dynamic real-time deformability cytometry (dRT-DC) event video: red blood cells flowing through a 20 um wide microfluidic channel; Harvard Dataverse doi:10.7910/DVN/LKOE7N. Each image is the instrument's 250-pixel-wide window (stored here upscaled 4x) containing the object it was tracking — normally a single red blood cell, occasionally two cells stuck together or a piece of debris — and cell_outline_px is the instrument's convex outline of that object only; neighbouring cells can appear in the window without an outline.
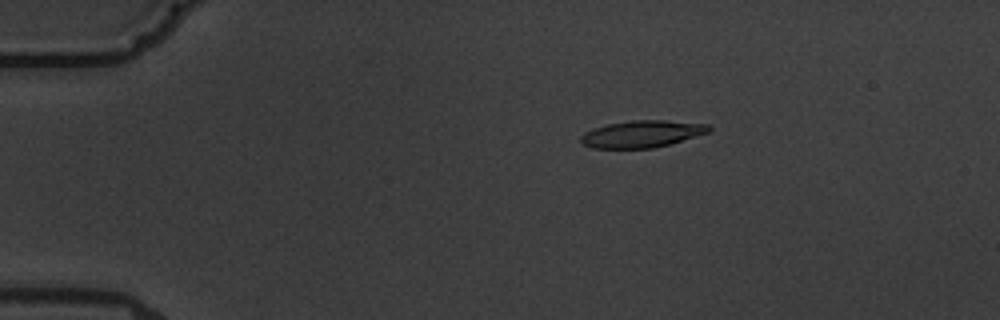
{"species": "common noctule bat (a hibernating species)", "species_latin": "Nyctalus noctula", "temperature_condition": "warm", "stored_images_in_passage": 6, "camera_frame_rate_fps": 3000, "um_per_image_px": 0.085, "animal": {"sex": "male", "body_mass_g": 19.5, "forearm_length_mm": 54.6}, "frame": {"image": 1, "passage_image": 4, "time_ms": 3.333, "image_size_px": [1000, 320], "cell_outline_px": [[712, 128], [708, 132], [668, 144], [652, 148], [592, 148], [584, 144], [580, 140], [580, 136], [584, 132], [592, 128], [608, 124], [632, 120], [664, 120], [708, 124]], "centroid_in_image_um": [54.52, 11.38], "position_along_channel_um": 30.5, "area_um2": 19.94}}